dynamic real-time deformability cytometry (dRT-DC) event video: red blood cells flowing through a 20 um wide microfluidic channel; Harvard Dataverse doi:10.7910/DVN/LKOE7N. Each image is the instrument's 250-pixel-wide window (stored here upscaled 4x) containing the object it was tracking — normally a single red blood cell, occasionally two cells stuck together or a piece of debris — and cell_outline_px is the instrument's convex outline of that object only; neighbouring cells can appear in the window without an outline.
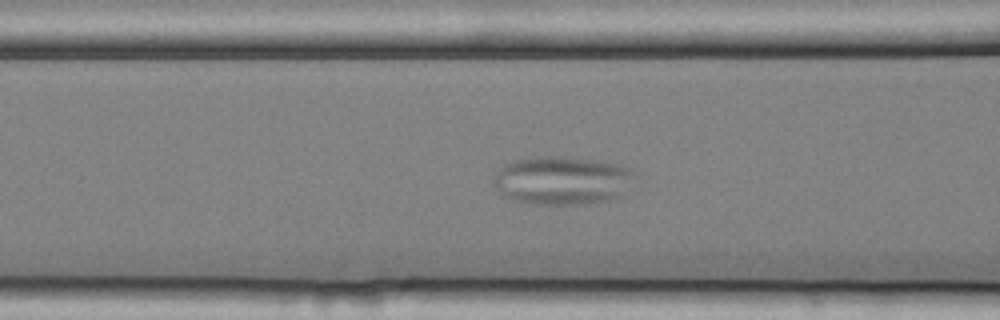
{"species": "common noctule bat (a hibernating species)", "species_latin": "Nyctalus noctula", "temperature_condition": "cold", "stored_images_in_passage": 48, "camera_frame_rate_fps": 3000, "um_per_image_px": 0.085, "animal": {"sex": "female", "body_mass_g": 25.1}, "frame": {"image": 1, "passage_image": 15, "time_ms": 4.667, "image_size_px": [1000, 320], "cell_outline_px": [[620, 172], [604, 196], [588, 200], [528, 200], [516, 196], [508, 168], [512, 164], [528, 160], [576, 160], [608, 164], [620, 168]], "centroid_in_image_um": [47.76, 15.26], "position_along_channel_um": 118.8, "area_um2": 27.69}}
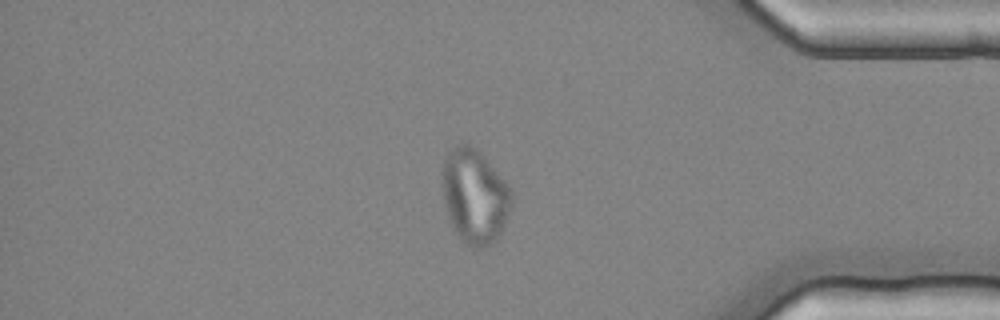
{"frame": {"image": 2, "passage_image": 40, "time_ms": 13.0, "image_size_px": [1000, 320], "cell_outline_px": [[508, 200], [504, 216], [500, 228], [488, 240], [480, 244], [472, 244], [456, 228], [452, 220], [444, 196], [444, 168], [456, 152], [460, 148], [472, 148], [480, 156], [508, 188]], "centroid_in_image_um": [40.32, 16.67], "position_along_channel_um": 394.9, "area_um2": 31.96}}